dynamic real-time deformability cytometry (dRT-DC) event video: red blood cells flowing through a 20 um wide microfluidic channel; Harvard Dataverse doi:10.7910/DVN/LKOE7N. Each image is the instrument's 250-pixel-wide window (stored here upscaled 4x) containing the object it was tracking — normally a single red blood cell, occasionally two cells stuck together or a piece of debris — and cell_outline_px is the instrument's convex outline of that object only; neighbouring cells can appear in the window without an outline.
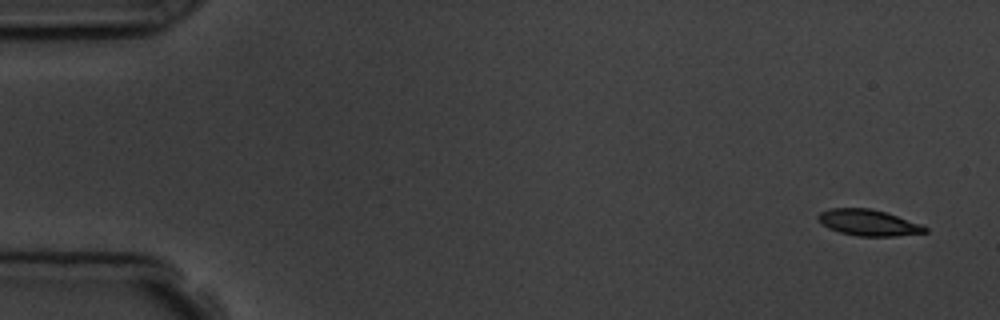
{"species": "common noctule bat (a hibernating species)", "species_latin": "Nyctalus noctula", "temperature_condition": "room temperature", "stored_images_in_passage": 5, "camera_frame_rate_fps": 3000, "um_per_image_px": 0.085, "animal": {"sex": "male", "body_mass_g": 19.5, "forearm_length_mm": 54.6}, "frame": {"image": 1, "passage_image": 1, "time_ms": 0.0, "image_size_px": [1000, 320], "cell_outline_px": [[928, 232], [896, 236], [856, 236], [840, 232], [828, 228], [820, 224], [816, 216], [820, 212], [828, 208], [868, 208], [884, 212], [924, 224], [928, 228]], "centroid_in_image_um": [73.81, 18.93], "position_along_channel_um": 11.2, "area_um2": 16.47}}